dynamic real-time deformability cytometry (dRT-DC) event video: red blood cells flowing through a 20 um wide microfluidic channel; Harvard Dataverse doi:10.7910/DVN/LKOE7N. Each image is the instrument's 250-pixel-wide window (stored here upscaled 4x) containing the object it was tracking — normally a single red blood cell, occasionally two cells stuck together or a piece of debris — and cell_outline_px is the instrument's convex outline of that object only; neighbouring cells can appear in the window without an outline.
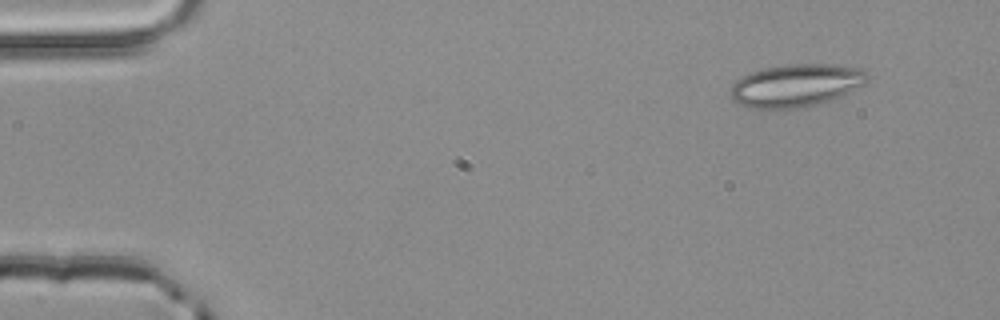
{"species": "common noctule bat (a hibernating species)", "species_latin": "Nyctalus noctula", "temperature_condition": "room temperature", "stored_images_in_passage": 3, "camera_frame_rate_fps": 3000, "um_per_image_px": 0.085, "animal": {"sex": "male", "body_mass_g": 20.4}, "frame": {"image": 1, "passage_image": 1, "time_ms": 0.0, "image_size_px": [1000, 320], "cell_outline_px": [[872, 76], [864, 84], [840, 96], [828, 100], [796, 108], [752, 108], [740, 104], [732, 100], [732, 84], [740, 76], [764, 68], [788, 64], [832, 64], [864, 68]], "centroid_in_image_um": [67.7, 7.23], "position_along_channel_um": 17.3, "area_um2": 33.87}}